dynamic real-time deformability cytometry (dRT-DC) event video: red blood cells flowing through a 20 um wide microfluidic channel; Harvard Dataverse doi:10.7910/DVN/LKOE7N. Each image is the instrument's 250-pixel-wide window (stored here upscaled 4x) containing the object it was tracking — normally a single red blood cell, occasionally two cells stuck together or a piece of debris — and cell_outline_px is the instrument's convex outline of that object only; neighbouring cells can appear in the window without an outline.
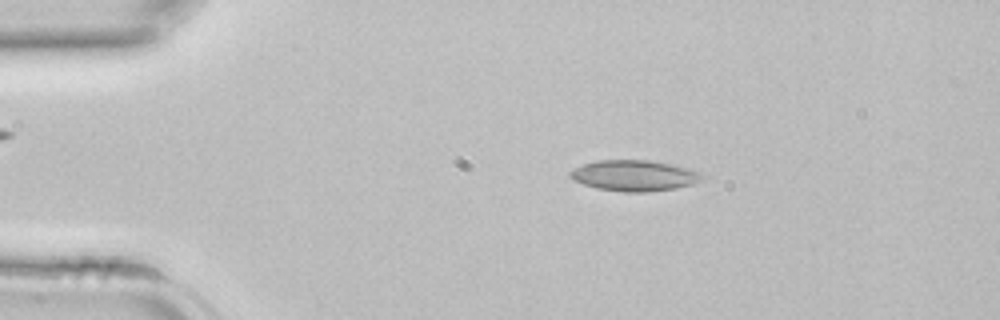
{"species": "common noctule bat (a hibernating species)", "species_latin": "Nyctalus noctula", "temperature_condition": "room temperature", "stored_images_in_passage": 41, "camera_frame_rate_fps": 3000, "um_per_image_px": 0.085, "animal": {"sex": "female", "body_mass_g": 22.7, "forearm_length_mm": 54.2}, "frame": {"image": 1, "passage_image": 7, "time_ms": 2.0, "image_size_px": [1000, 320], "cell_outline_px": [[704, 176], [692, 184], [676, 188], [648, 192], [624, 192], [596, 188], [572, 180], [568, 176], [568, 172], [572, 168], [580, 164], [596, 160], [652, 160], [672, 164], [688, 168], [700, 172]], "centroid_in_image_um": [53.84, 14.91], "position_along_channel_um": 31.2, "area_um2": 23.99}}
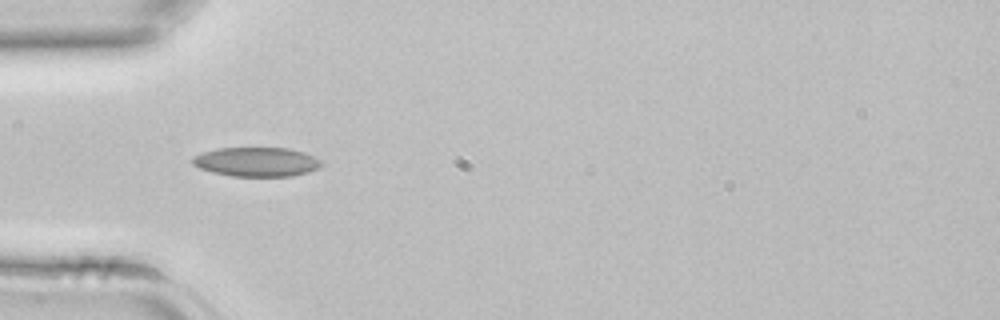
{"frame": {"image": 2, "passage_image": 12, "time_ms": 3.667, "image_size_px": [1000, 320], "cell_outline_px": [[324, 164], [320, 168], [308, 172], [292, 176], [232, 176], [212, 172], [200, 168], [192, 164], [192, 156], [204, 152], [220, 148], [288, 148], [304, 152], [320, 160]], "centroid_in_image_um": [21.82, 13.76], "position_along_channel_um": 63.2, "area_um2": 21.96}}